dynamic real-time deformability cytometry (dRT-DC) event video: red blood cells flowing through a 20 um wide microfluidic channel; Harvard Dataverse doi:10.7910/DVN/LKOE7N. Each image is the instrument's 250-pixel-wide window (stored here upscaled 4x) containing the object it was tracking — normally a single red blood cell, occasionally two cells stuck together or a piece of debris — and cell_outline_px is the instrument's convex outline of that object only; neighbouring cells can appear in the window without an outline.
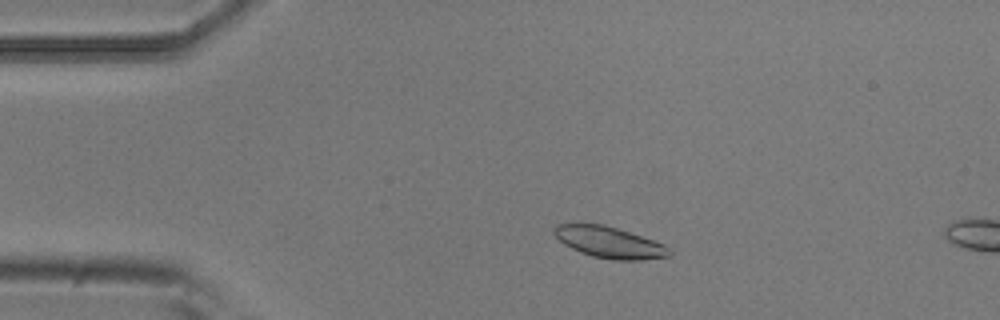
{"species": "common noctule bat (a hibernating species)", "species_latin": "Nyctalus noctula", "temperature_condition": "room temperature", "stored_images_in_passage": 4, "camera_frame_rate_fps": 3000, "um_per_image_px": 0.085, "animal": {"sex": "male", "body_mass_g": 20.5, "forearm_length_mm": 52.5}, "frame": {"image": 1, "passage_image": 2, "time_ms": 0.333, "image_size_px": [1000, 320], "cell_outline_px": [[672, 256], [644, 260], [612, 260], [592, 256], [580, 252], [564, 244], [552, 232], [552, 228], [556, 224], [604, 224], [664, 244], [672, 248]], "centroid_in_image_um": [51.82, 20.61], "position_along_channel_um": 33.2, "area_um2": 21.04}}